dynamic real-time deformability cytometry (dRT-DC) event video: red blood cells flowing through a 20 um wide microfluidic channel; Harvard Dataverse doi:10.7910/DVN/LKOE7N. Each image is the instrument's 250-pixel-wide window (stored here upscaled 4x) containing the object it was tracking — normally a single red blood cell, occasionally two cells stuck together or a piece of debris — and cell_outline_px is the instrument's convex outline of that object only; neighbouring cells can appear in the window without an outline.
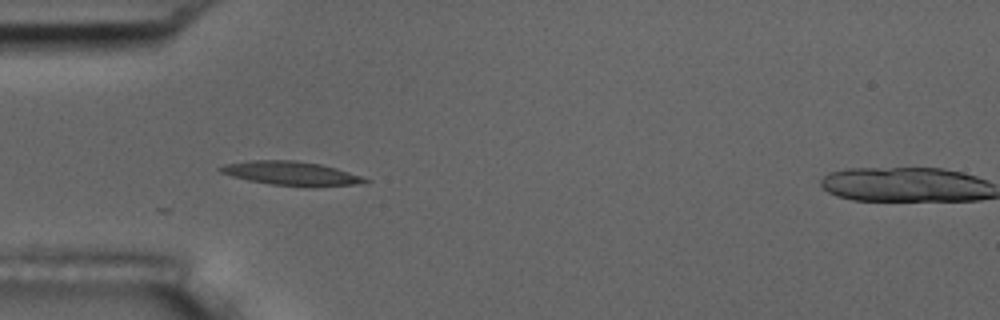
{"species": "common noctule bat (a hibernating species)", "species_latin": "Nyctalus noctula", "temperature_condition": "room temperature", "stored_images_in_passage": 41, "segment_of_instrument_passage": [1, 2], "camera_frame_rate_fps": 3000, "um_per_image_px": 0.085, "animal": {"sex": "male", "body_mass_g": 17.5, "forearm_length_mm": 52.3}, "frame": {"image": 1, "passage_image": 1, "time_ms": 0.0, "image_size_px": [1000, 320], "cell_outline_px": [[372, 180], [360, 184], [308, 188], [272, 184], [248, 180], [232, 176], [220, 172], [216, 168], [224, 164], [252, 160], [292, 160], [320, 164], [336, 168]], "centroid_in_image_um": [24.76, 14.75], "position_along_channel_um": 60.2, "area_um2": 20.35}}
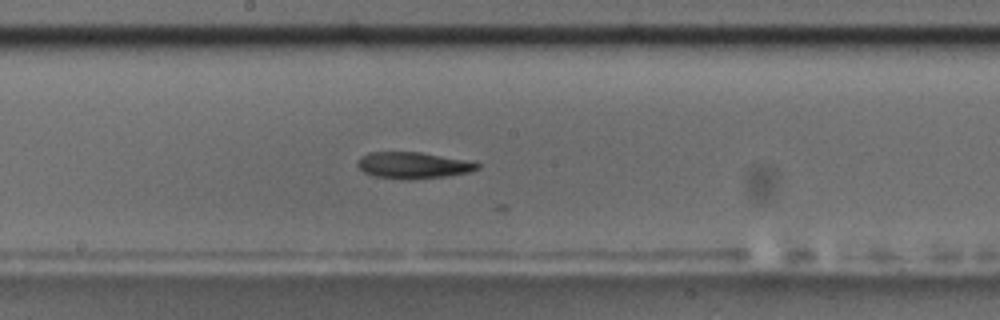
{"frame": {"image": 2, "passage_image": 14, "time_ms": 4.333, "image_size_px": [1000, 320], "cell_outline_px": [[480, 168], [468, 172], [444, 176], [408, 180], [400, 180], [372, 176], [364, 172], [356, 164], [360, 156], [368, 152], [420, 152], [464, 160], [480, 164]], "centroid_in_image_um": [35.04, 14.06], "position_along_channel_um": 213.2, "area_um2": 18.44}}
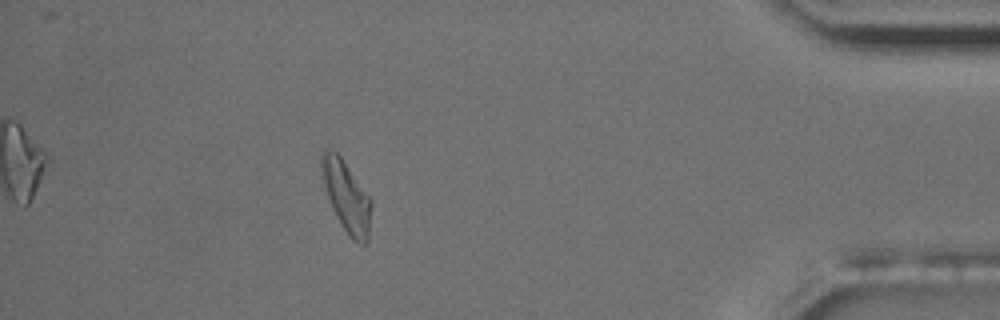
{"frame": {"image": 3, "passage_image": 34, "time_ms": 11.0, "image_size_px": [1000, 320], "cell_outline_px": [[372, 204], [368, 240], [364, 244], [360, 244], [352, 240], [348, 236], [336, 216], [332, 208], [324, 184], [320, 168], [320, 156], [324, 148], [328, 148], [336, 152], [340, 156], [372, 200]], "centroid_in_image_um": [29.44, 16.7], "position_along_channel_um": 405.8, "area_um2": 20.52}}